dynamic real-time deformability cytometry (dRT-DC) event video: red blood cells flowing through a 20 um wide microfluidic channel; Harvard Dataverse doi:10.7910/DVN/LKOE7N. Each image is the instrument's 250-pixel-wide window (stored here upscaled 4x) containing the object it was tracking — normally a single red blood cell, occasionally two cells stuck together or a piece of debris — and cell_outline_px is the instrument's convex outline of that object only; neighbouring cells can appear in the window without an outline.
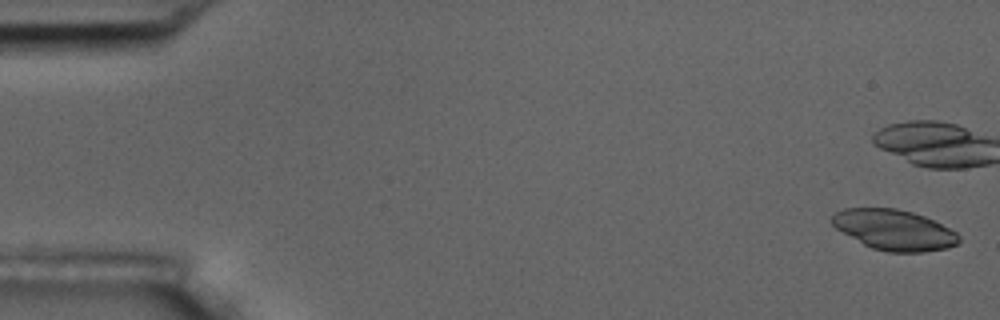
{"species": "common noctule bat (a hibernating species)", "species_latin": "Nyctalus noctula", "temperature_condition": "room temperature", "stored_images_in_passage": 6, "camera_frame_rate_fps": 3000, "um_per_image_px": 0.085, "animal": {"sex": "male", "body_mass_g": 17.5, "forearm_length_mm": 52.3}, "frame": {"image": 1, "passage_image": 1, "time_ms": 0.0, "image_size_px": [1000, 320], "cell_outline_px": [[960, 240], [956, 244], [948, 248], [924, 252], [888, 252], [872, 248], [864, 244], [836, 228], [832, 224], [832, 216], [836, 212], [844, 208], [896, 208], [912, 212], [924, 216], [956, 232], [960, 236]], "centroid_in_image_um": [76.01, 19.54], "position_along_channel_um": 9.0, "area_um2": 29.65}}